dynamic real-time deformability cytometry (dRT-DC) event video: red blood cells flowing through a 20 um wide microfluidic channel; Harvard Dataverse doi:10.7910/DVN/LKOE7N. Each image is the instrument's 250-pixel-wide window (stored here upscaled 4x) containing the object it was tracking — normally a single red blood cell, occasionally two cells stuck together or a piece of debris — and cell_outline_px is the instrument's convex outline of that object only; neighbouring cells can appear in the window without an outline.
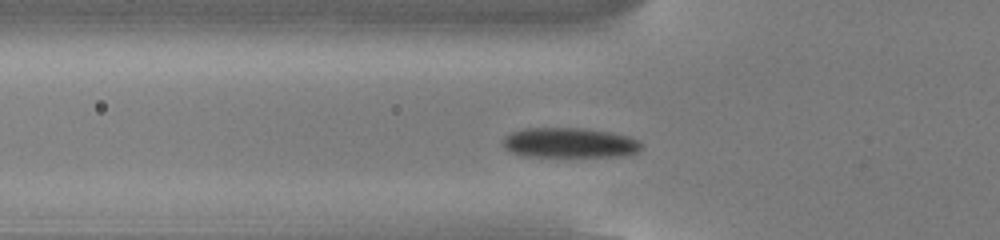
{"species": "common noctule bat (a hibernating species)", "species_latin": "Nyctalus noctula", "temperature_condition": "cold", "stored_images_in_passage": 41, "camera_frame_rate_fps": 3000, "um_per_image_px": 0.085, "animal": {"sex": "male", "body_mass_g": 13.0, "forearm_length_mm": 53.1}, "frame": {"image": 1, "passage_image": 6, "time_ms": 1.667, "image_size_px": [1000, 240], "cell_outline_px": [[644, 144], [636, 152], [620, 156], [524, 156], [508, 152], [504, 148], [500, 140], [504, 136], [512, 132], [524, 128], [588, 128], [612, 132], [628, 136], [640, 140]], "centroid_in_image_um": [48.37, 12.13], "position_along_channel_um": 77.4, "area_um2": 24.57}}
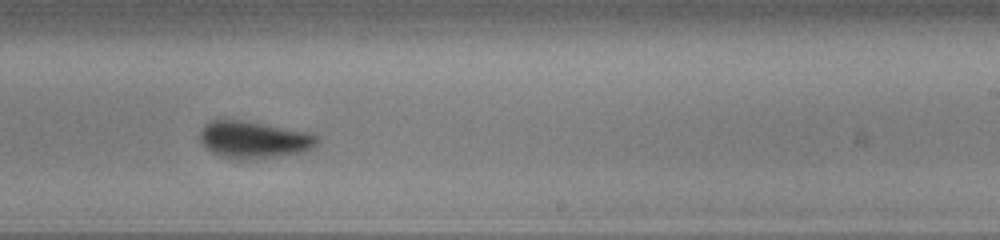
{"frame": {"image": 2, "passage_image": 21, "time_ms": 6.667, "image_size_px": [1000, 240], "cell_outline_px": [[320, 140], [312, 148], [304, 152], [240, 160], [236, 160], [220, 156], [204, 148], [200, 144], [200, 132], [204, 124], [212, 120], [240, 120], [308, 132], [316, 136]], "centroid_in_image_um": [21.52, 11.88], "position_along_channel_um": 267.5, "area_um2": 25.14}}
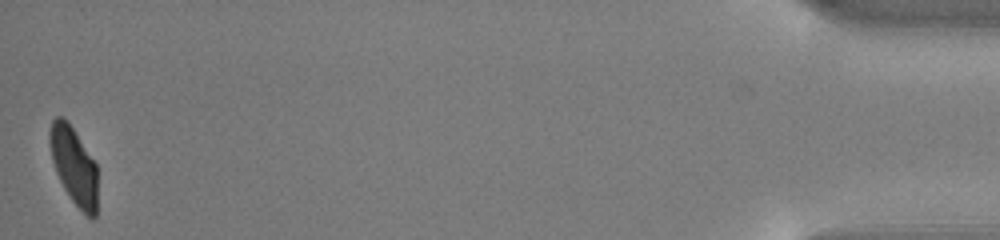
{"frame": {"image": 3, "passage_image": 41, "time_ms": 13.333, "image_size_px": [1000, 240], "cell_outline_px": [[96, 216], [92, 220], [72, 200], [64, 188], [56, 172], [52, 160], [48, 140], [48, 132], [52, 120], [56, 116], [60, 116], [68, 120], [96, 164]], "centroid_in_image_um": [6.25, 14.04], "position_along_channel_um": 429.0, "area_um2": 21.44}, "authors_computed_cell_mechanics": {"area_um2": 24.4494, "velocity_mm_per_s": 3.8021, "shape_relaxation_time_tau1_ms": 2.5574, "shape_relaxation_time_tau2_ms": 1.8505, "deformation_change_tau1": 0.1265, "deformation_change_tau2": 0.0427}}